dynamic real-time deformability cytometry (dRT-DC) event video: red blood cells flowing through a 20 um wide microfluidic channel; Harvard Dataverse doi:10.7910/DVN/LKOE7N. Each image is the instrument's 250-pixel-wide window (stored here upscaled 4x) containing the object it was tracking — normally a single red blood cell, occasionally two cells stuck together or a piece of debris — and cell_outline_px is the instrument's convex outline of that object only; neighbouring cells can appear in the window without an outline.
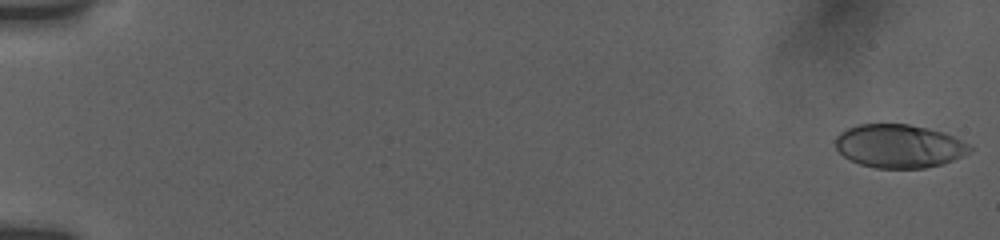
{"species": "human", "species_latin": "Homo sapiens", "temperature_condition": "room temperature", "stored_images_in_passage": 36, "camera_frame_rate_fps": 3000, "um_per_image_px": 0.085, "donor": {"sex": "female"}, "frame": {"image": 1, "passage_image": 1, "time_ms": 0.0, "image_size_px": [1000, 240], "cell_outline_px": [[972, 152], [952, 160], [940, 164], [924, 168], [876, 168], [860, 164], [844, 156], [836, 148], [836, 136], [840, 132], [848, 128], [860, 124], [908, 124], [928, 128], [944, 132], [972, 144]], "centroid_in_image_um": [76.46, 12.41], "position_along_channel_um": 8.5, "area_um2": 34.04}}
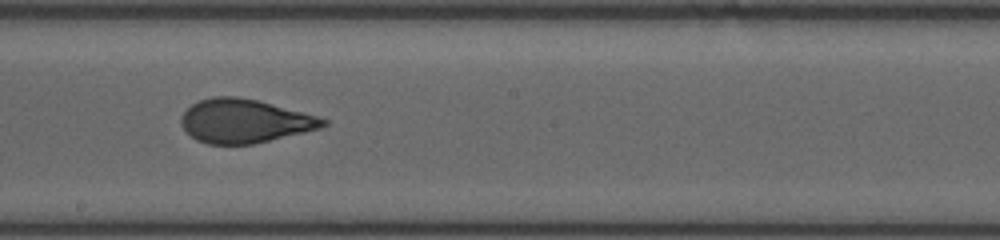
{"frame": {"image": 2, "passage_image": 16, "time_ms": 10.667, "image_size_px": [1000, 240], "cell_outline_px": [[328, 124], [324, 128], [252, 144], [208, 144], [196, 140], [180, 124], [180, 120], [184, 112], [192, 104], [200, 100], [212, 96], [236, 96], [256, 100], [272, 104], [316, 116], [328, 120]], "centroid_in_image_um": [20.79, 10.29], "position_along_channel_um": 227.4, "area_um2": 35.95}}
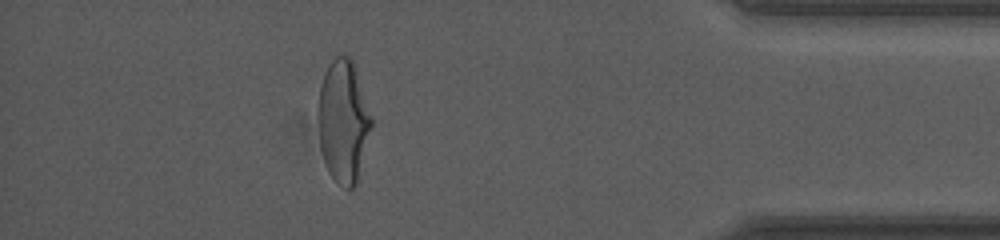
{"frame": {"image": 3, "passage_image": 31, "time_ms": 16.333, "image_size_px": [1000, 240], "cell_outline_px": [[372, 128], [356, 184], [352, 188], [344, 188], [336, 184], [328, 172], [320, 148], [320, 88], [328, 64], [336, 56], [348, 56], [356, 64], [372, 116]], "centroid_in_image_um": [29.23, 10.31], "position_along_channel_um": 406.0, "area_um2": 37.97}, "authors_computed_cell_mechanics": {"area_um2": 36.3273, "velocity_mm_per_s": 3.7681, "shape_relaxation_time_tau1_ms": 10.5373, "shape_relaxation_time_tau2_ms": 0.6326, "deformation_change_tau1": 0.2791, "deformation_change_tau2": 0.0632}}